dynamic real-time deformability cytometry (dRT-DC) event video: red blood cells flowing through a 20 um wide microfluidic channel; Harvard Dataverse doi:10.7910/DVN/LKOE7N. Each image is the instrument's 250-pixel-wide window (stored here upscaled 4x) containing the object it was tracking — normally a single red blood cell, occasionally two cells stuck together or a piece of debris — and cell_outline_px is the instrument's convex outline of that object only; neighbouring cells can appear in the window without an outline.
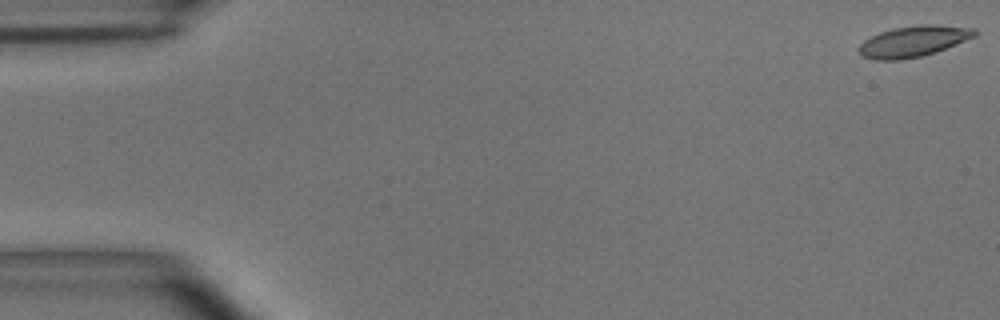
{"species": "common noctule bat (a hibernating species)", "species_latin": "Nyctalus noctula", "temperature_condition": "room temperature", "stored_images_in_passage": 55, "camera_frame_rate_fps": 3000, "um_per_image_px": 0.085, "animal": {"sex": "male", "body_mass_g": 15.6}, "frame": {"image": 1, "passage_image": 1, "time_ms": 0.0, "image_size_px": [1000, 320], "cell_outline_px": [[980, 32], [976, 36], [936, 52], [920, 56], [900, 60], [872, 60], [864, 56], [860, 52], [860, 44], [864, 40], [880, 32], [892, 28], [920, 24], [932, 24], [976, 28]], "centroid_in_image_um": [77.69, 3.5], "position_along_channel_um": 7.3, "area_um2": 20.92}}
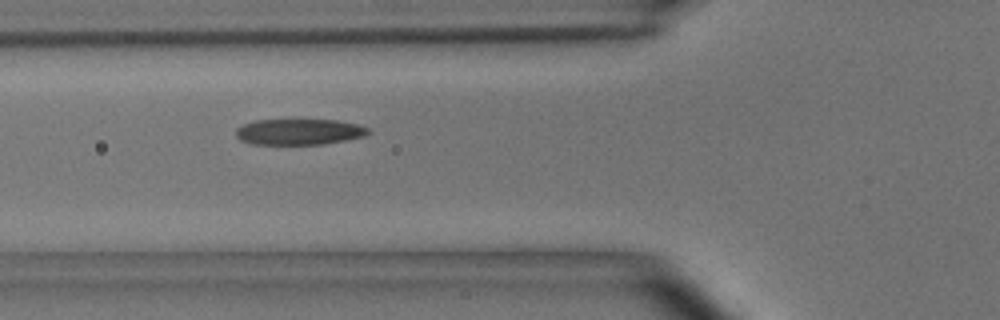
{"frame": {"image": 2, "passage_image": 20, "time_ms": 6.333, "image_size_px": [1000, 320], "cell_outline_px": [[372, 132], [364, 136], [324, 144], [252, 144], [240, 140], [236, 136], [236, 128], [244, 124], [256, 120], [336, 120], [360, 124], [368, 128]], "centroid_in_image_um": [25.44, 11.2], "position_along_channel_um": 100.4, "area_um2": 20.0}}
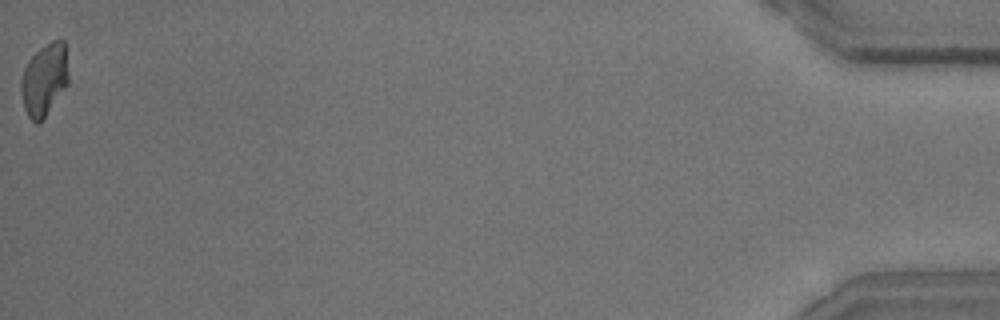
{"frame": {"image": 3, "passage_image": 55, "time_ms": 18.0, "image_size_px": [1000, 320], "cell_outline_px": [[68, 84], [44, 116], [36, 124], [28, 116], [24, 108], [20, 92], [20, 80], [24, 68], [28, 60], [40, 48], [52, 40], [64, 40], [68, 76]], "centroid_in_image_um": [3.74, 6.74], "position_along_channel_um": 431.5, "area_um2": 19.71}, "authors_computed_cell_mechanics": {"area_um2": 20.9236, "velocity_mm_per_s": 3.6496, "shape_relaxation_time_tau1_ms": 4.3982, "shape_relaxation_time_tau2_ms": 1.1096, "deformation_change_tau1": 0.1522, "deformation_change_tau2": 0.0752}}